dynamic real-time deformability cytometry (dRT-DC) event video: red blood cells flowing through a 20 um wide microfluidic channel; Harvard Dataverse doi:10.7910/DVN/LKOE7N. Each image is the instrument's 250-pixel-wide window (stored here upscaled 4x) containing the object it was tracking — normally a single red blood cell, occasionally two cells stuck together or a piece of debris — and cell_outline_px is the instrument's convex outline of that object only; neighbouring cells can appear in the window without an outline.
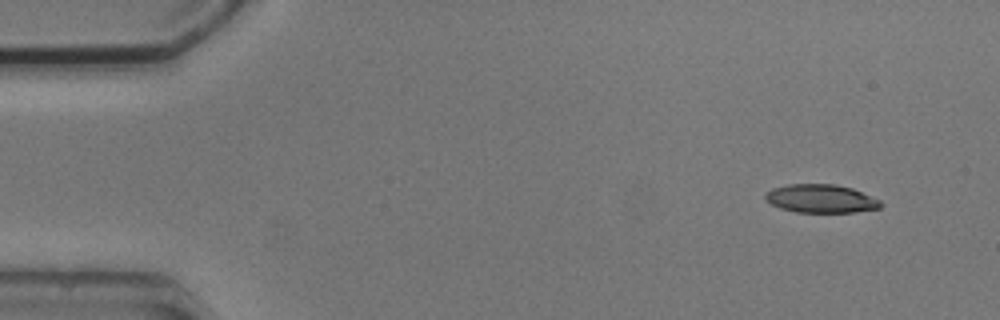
{"species": "common noctule bat (a hibernating species)", "species_latin": "Nyctalus noctula", "temperature_condition": "cold", "stored_images_in_passage": 5, "camera_frame_rate_fps": 3000, "um_per_image_px": 0.085, "animal": {"sex": "male", "body_mass_g": 20.5, "forearm_length_mm": 52.5}, "frame": {"image": 1, "passage_image": 1, "time_ms": 0.0, "image_size_px": [1000, 320], "cell_outline_px": [[884, 204], [880, 208], [856, 212], [796, 212], [780, 208], [764, 200], [764, 192], [772, 188], [788, 184], [836, 184], [852, 188], [880, 200]], "centroid_in_image_um": [69.76, 16.88], "position_along_channel_um": 15.2, "area_um2": 19.25}}
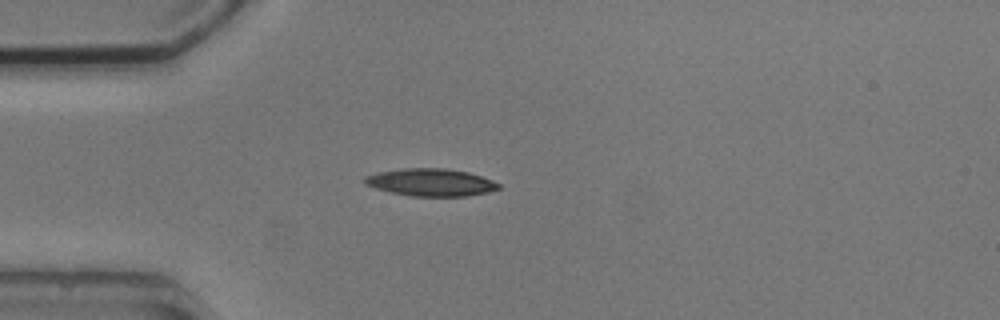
{"frame": {"image": 2, "passage_image": 4, "time_ms": 3.333, "image_size_px": [1000, 320], "cell_outline_px": [[500, 188], [488, 192], [468, 196], [408, 196], [376, 188], [364, 184], [364, 176], [376, 172], [400, 168], [444, 168], [468, 172], [492, 180], [500, 184]], "centroid_in_image_um": [36.59, 15.49], "position_along_channel_um": 48.4, "area_um2": 21.5}}